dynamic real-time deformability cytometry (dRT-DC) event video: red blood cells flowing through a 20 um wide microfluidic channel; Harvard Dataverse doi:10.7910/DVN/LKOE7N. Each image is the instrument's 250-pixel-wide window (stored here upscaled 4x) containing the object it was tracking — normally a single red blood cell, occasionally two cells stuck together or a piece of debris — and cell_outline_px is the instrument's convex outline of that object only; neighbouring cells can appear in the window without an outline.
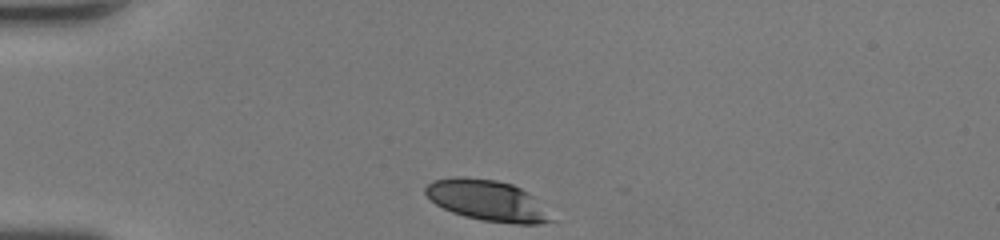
{"species": "human", "species_latin": "Homo sapiens", "temperature_condition": "room temperature", "stored_images_in_passage": 29, "camera_frame_rate_fps": 3000, "um_per_image_px": 0.085, "donor": {"sex": "female"}, "frame": {"image": 1, "passage_image": 1, "time_ms": 0.0, "image_size_px": [1000, 240], "cell_outline_px": [[556, 220], [540, 224], [516, 224], [480, 220], [464, 216], [452, 212], [436, 204], [424, 192], [424, 188], [432, 180], [456, 176], [460, 176], [496, 180], [512, 184], [528, 192]], "centroid_in_image_um": [41.41, 17.04], "position_along_channel_um": 43.6, "area_um2": 29.88}}
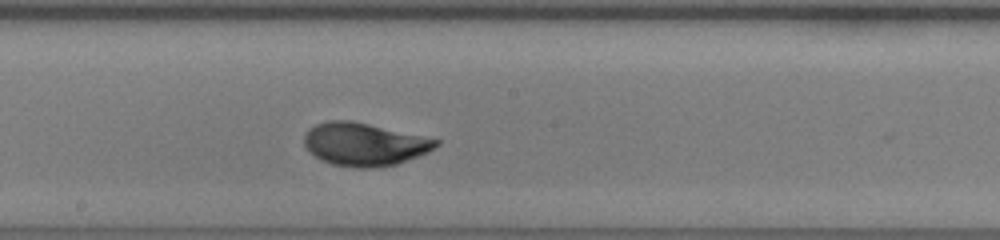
{"frame": {"image": 2, "passage_image": 16, "time_ms": 5.0, "image_size_px": [1000, 240], "cell_outline_px": [[440, 144], [428, 152], [396, 164], [372, 168], [352, 168], [332, 164], [308, 152], [304, 144], [304, 136], [308, 128], [316, 124], [328, 120], [352, 120], [440, 140]], "centroid_in_image_um": [30.94, 12.26], "position_along_channel_um": 217.3, "area_um2": 32.95}}
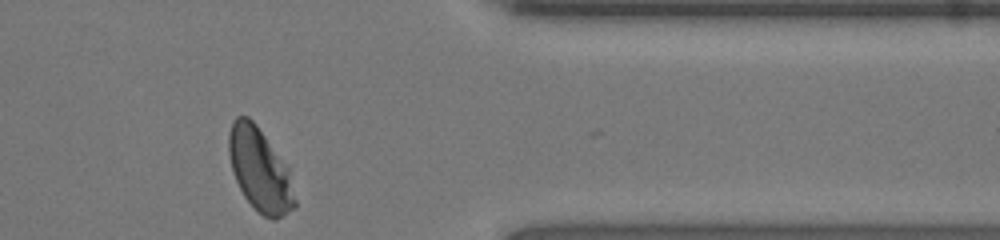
{"frame": {"image": 3, "passage_image": 29, "time_ms": 9.333, "image_size_px": [1000, 240], "cell_outline_px": [[296, 208], [284, 216], [276, 220], [272, 220], [264, 216], [244, 196], [232, 172], [228, 152], [228, 132], [232, 120], [236, 116], [248, 116], [256, 124], [288, 168], [296, 200]], "centroid_in_image_um": [22.07, 14.44], "position_along_channel_um": 389.3, "area_um2": 31.91}, "authors_computed_cell_mechanics": {"area_um2": 32.3102, "velocity_mm_per_s": 4.2698, "shape_relaxation_time_tau1_ms": 2.8887, "shape_relaxation_time_tau2_ms": null, "deformation_change_tau1": 0.1482, "deformation_change_tau2": null}}